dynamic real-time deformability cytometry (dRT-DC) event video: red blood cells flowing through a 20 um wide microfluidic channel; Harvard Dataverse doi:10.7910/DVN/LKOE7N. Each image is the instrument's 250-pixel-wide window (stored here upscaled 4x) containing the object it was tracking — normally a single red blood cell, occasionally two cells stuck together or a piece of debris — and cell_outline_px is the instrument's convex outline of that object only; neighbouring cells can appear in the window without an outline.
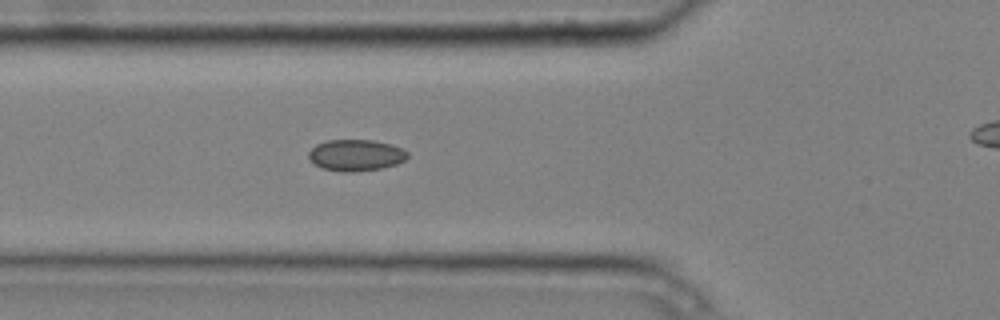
{"species": "common noctule bat (a hibernating species)", "species_latin": "Nyctalus noctula", "temperature_condition": "cold", "stored_images_in_passage": 7, "segment_of_instrument_passage": [1, 2], "camera_frame_rate_fps": 3000, "um_per_image_px": 0.085, "animal": {"sex": "male", "body_mass_g": 20.4}, "frame": {"image": 1, "passage_image": 6, "time_ms": 1.667, "image_size_px": [1000, 320], "cell_outline_px": [[408, 156], [404, 160], [396, 164], [380, 168], [352, 172], [340, 172], [324, 168], [308, 160], [308, 152], [316, 144], [328, 140], [372, 140], [392, 144], [408, 152]], "centroid_in_image_um": [30.22, 13.18], "position_along_channel_um": 95.6, "area_um2": 18.03}}